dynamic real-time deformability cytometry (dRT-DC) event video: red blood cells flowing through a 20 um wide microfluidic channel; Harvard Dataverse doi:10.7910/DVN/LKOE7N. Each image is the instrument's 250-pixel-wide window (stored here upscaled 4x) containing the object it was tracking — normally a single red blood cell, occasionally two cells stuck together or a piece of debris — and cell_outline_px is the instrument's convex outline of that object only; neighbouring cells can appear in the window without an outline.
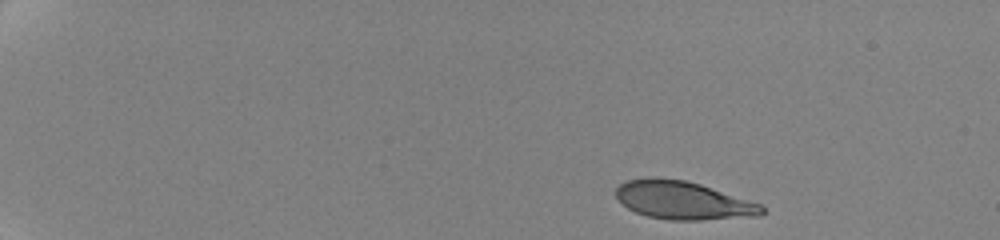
{"species": "human", "species_latin": "Homo sapiens", "temperature_condition": "cold", "stored_images_in_passage": 10, "camera_frame_rate_fps": 3000, "um_per_image_px": 0.085, "donor": {"sex": "female"}, "frame": {"image": 1, "passage_image": 1, "time_ms": 0.0, "image_size_px": [1000, 240], "cell_outline_px": [[764, 212], [760, 216], [700, 220], [668, 220], [648, 216], [636, 212], [628, 208], [616, 196], [616, 188], [620, 184], [628, 180], [648, 176], [656, 176], [684, 180], [700, 184], [760, 204], [764, 208]], "centroid_in_image_um": [58.04, 17.02], "position_along_channel_um": 27.0, "area_um2": 32.37}}
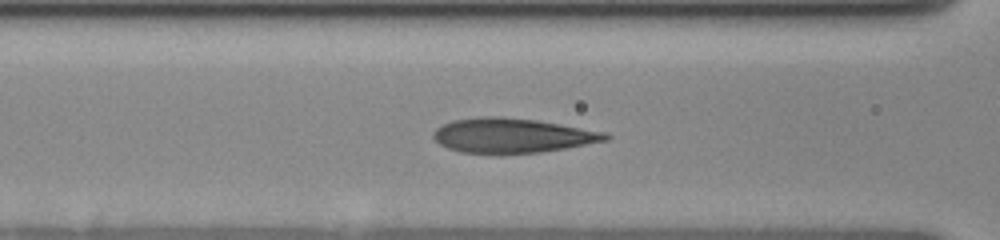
{"frame": {"image": 2, "passage_image": 7, "time_ms": 6.333, "image_size_px": [1000, 240], "cell_outline_px": [[612, 136], [608, 140], [564, 148], [540, 152], [460, 152], [448, 148], [440, 144], [432, 136], [432, 132], [436, 128], [452, 120], [480, 116], [500, 116], [536, 120], [608, 132]], "centroid_in_image_um": [43.55, 11.49], "position_along_channel_um": 123.0, "area_um2": 34.33}}
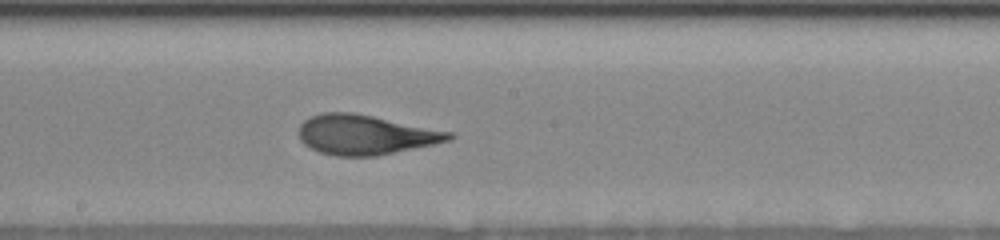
{"frame": {"image": 3, "passage_image": 10, "time_ms": 9.0, "image_size_px": [1000, 240], "cell_outline_px": [[456, 136], [452, 140], [376, 156], [336, 156], [320, 152], [304, 144], [300, 140], [300, 124], [304, 120], [312, 116], [324, 112], [352, 112], [452, 132]], "centroid_in_image_um": [31.06, 11.45], "position_along_channel_um": 217.1, "area_um2": 34.45}}